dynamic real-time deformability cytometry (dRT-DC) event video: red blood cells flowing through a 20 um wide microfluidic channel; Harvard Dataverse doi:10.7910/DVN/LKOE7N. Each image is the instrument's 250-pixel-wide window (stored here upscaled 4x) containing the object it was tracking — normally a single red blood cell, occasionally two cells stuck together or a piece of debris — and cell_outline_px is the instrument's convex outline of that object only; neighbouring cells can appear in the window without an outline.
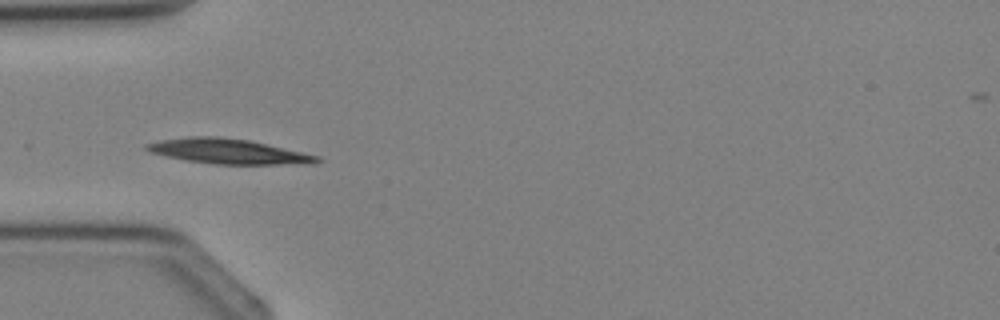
{"species": "Egyptian fruit bat (a non-hibernating species)", "species_latin": "Rousettus aegyptiacus", "temperature_condition": "cold", "stored_images_in_passage": 2, "camera_frame_rate_fps": 3000, "um_per_image_px": 0.085, "animal": {"sex": "female"}, "frame": {"image": 1, "passage_image": 2, "time_ms": 1.0, "image_size_px": [1000, 320], "cell_outline_px": [[324, 160], [312, 164], [216, 164], [188, 160], [164, 156], [148, 152], [144, 148], [144, 144], [160, 140], [188, 136], [220, 136], [248, 140], [320, 156]], "centroid_in_image_um": [19.38, 12.86], "position_along_channel_um": 65.6, "area_um2": 24.85}}